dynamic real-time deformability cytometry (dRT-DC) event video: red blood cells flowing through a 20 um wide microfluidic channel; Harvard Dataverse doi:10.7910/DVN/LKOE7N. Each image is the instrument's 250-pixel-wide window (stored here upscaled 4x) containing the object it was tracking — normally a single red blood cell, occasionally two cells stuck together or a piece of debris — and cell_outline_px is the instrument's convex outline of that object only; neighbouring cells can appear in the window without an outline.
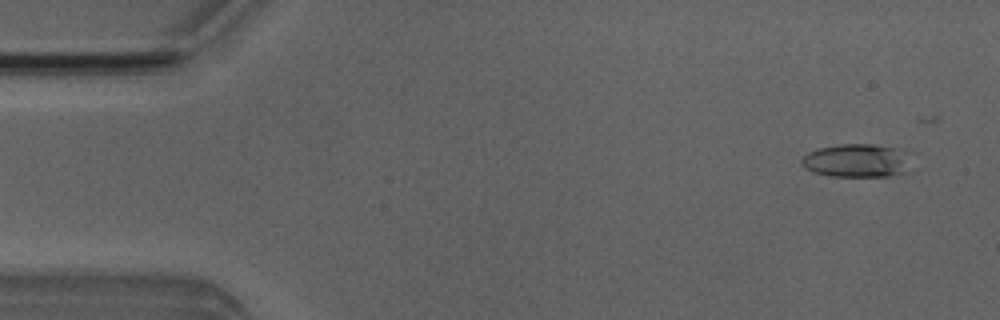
{"species": "Egyptian fruit bat (a non-hibernating species)", "species_latin": "Rousettus aegyptiacus", "temperature_condition": "room temperature", "stored_images_in_passage": 51, "camera_frame_rate_fps": 3000, "um_per_image_px": 0.085, "animal": {"sex": "male"}, "frame": {"image": 1, "passage_image": 3, "time_ms": 0.667, "image_size_px": [1000, 320], "cell_outline_px": [[912, 172], [888, 176], [832, 176], [812, 172], [804, 168], [800, 164], [800, 160], [808, 152], [820, 148], [840, 144], [872, 144], [900, 148]], "centroid_in_image_um": [72.79, 13.66], "position_along_channel_um": 12.2, "area_um2": 21.33}}
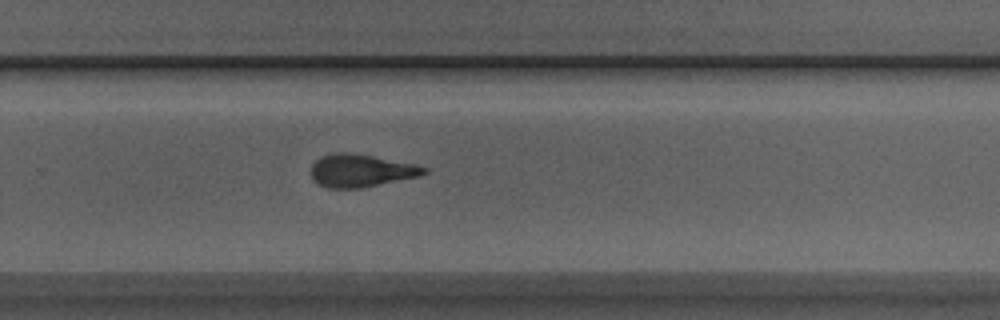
{"frame": {"image": 2, "passage_image": 33, "time_ms": 10.667, "image_size_px": [1000, 320], "cell_outline_px": [[428, 172], [416, 176], [360, 188], [328, 188], [312, 180], [312, 164], [320, 156], [332, 152], [352, 152], [412, 164], [428, 168]], "centroid_in_image_um": [30.6, 14.49], "position_along_channel_um": 299.2, "area_um2": 21.21}}
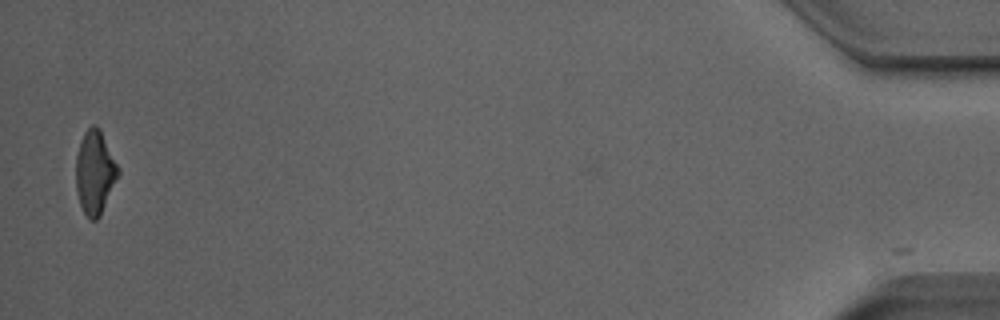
{"frame": {"image": 3, "passage_image": 50, "time_ms": 16.333, "image_size_px": [1000, 320], "cell_outline_px": [[120, 172], [100, 216], [96, 220], [88, 220], [80, 204], [76, 192], [76, 156], [84, 132], [92, 124], [96, 124], [100, 128], [120, 168]], "centroid_in_image_um": [8.07, 14.64], "position_along_channel_um": 427.1, "area_um2": 20.69}, "authors_computed_cell_mechanics": {"area_um2": 21.2126, "velocity_mm_per_s": 3.9974, "shape_relaxation_time_tau1_ms": 4.5365, "shape_relaxation_time_tau2_ms": 3.3738, "deformation_change_tau1": 0.1989, "deformation_change_tau2": 0.1262}}